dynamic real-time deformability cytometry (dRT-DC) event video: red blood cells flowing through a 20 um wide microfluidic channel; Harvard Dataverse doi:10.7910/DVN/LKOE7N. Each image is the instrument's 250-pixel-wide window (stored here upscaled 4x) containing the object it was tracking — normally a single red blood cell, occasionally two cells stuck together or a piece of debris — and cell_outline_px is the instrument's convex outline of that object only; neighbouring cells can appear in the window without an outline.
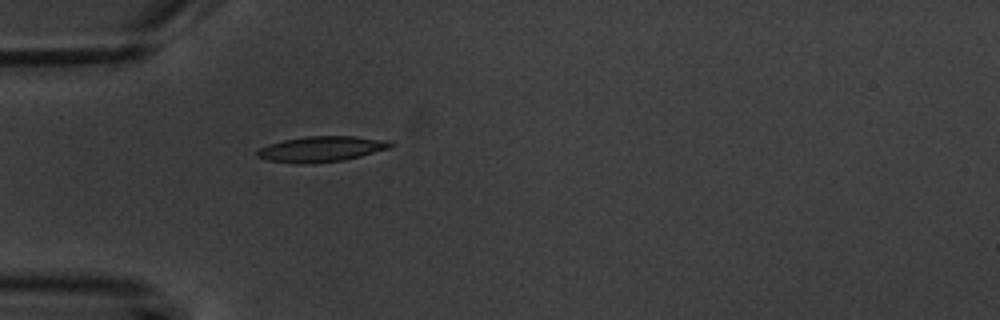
{"species": "common noctule bat (a hibernating species)", "species_latin": "Nyctalus noctula", "temperature_condition": "warm", "stored_images_in_passage": 1, "camera_frame_rate_fps": 3000, "um_per_image_px": 0.085, "animal": {"sex": "male", "body_mass_g": 20.1, "forearm_length_mm": 53.5}, "frame": {"image": 1, "passage_image": 1, "time_ms": 0.0, "image_size_px": [1000, 320], "cell_outline_px": [[396, 144], [388, 148], [360, 156], [344, 160], [304, 164], [300, 164], [268, 160], [256, 156], [256, 152], [260, 148], [268, 144], [284, 140], [304, 136], [356, 136], [392, 140]], "centroid_in_image_um": [27.34, 12.65], "position_along_channel_um": 57.7, "area_um2": 19.94}}